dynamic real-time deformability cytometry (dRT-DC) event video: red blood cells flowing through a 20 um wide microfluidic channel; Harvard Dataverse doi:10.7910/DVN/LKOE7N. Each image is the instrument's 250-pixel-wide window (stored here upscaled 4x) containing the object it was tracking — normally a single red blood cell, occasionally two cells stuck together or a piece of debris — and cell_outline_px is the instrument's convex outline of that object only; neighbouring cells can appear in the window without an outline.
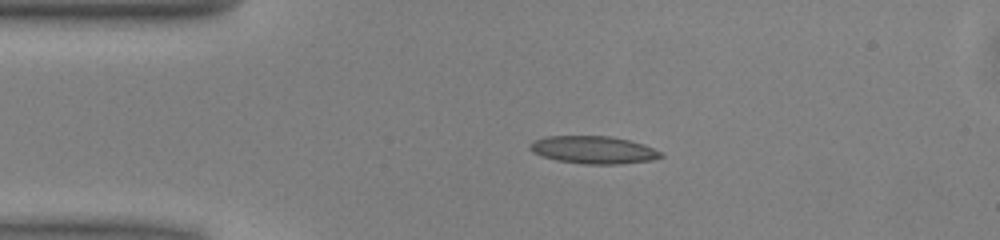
{"species": "common noctule bat (a hibernating species)", "species_latin": "Nyctalus noctula", "temperature_condition": "warm", "stored_images_in_passage": 41, "camera_frame_rate_fps": 3000, "um_per_image_px": 0.085, "animal": {"sex": "male", "body_mass_g": 13.0, "forearm_length_mm": 53.1}, "frame": {"image": 1, "passage_image": 1, "time_ms": 0.0, "image_size_px": [1000, 240], "cell_outline_px": [[664, 156], [652, 160], [620, 164], [584, 164], [556, 160], [532, 152], [528, 148], [528, 144], [544, 136], [608, 136], [628, 140], [644, 144], [660, 152]], "centroid_in_image_um": [50.42, 12.74], "position_along_channel_um": 34.6, "area_um2": 20.98}}
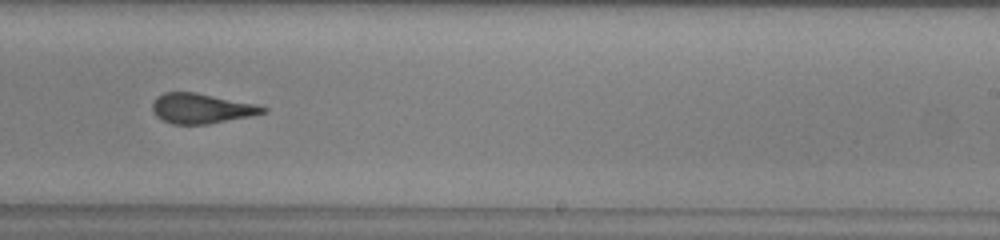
{"frame": {"image": 2, "passage_image": 21, "time_ms": 6.667, "image_size_px": [1000, 240], "cell_outline_px": [[268, 112], [208, 124], [172, 124], [156, 116], [152, 108], [152, 104], [156, 96], [164, 92], [196, 92], [256, 104], [268, 108]], "centroid_in_image_um": [17.1, 9.21], "position_along_channel_um": 271.9, "area_um2": 19.25}}
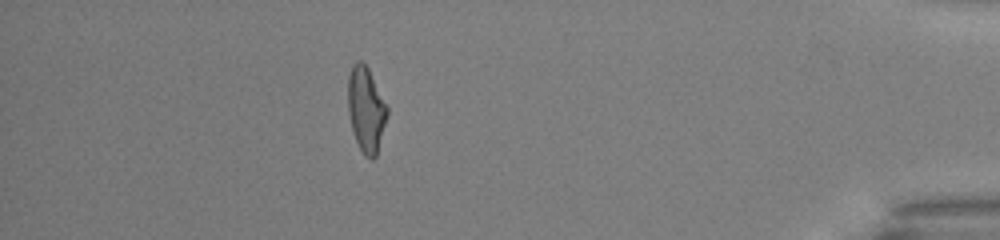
{"frame": {"image": 3, "passage_image": 35, "time_ms": 11.333, "image_size_px": [1000, 240], "cell_outline_px": [[388, 116], [376, 156], [372, 160], [364, 156], [352, 132], [348, 112], [348, 76], [352, 64], [356, 60], [364, 60], [388, 108]], "centroid_in_image_um": [31.1, 9.29], "position_along_channel_um": 404.1, "area_um2": 19.65}, "authors_computed_cell_mechanics": {"area_um2": 19.9988, "velocity_mm_per_s": 4.0346, "shape_relaxation_time_tau1_ms": 6.8593, "shape_relaxation_time_tau2_ms": 1.6132, "deformation_change_tau1": 0.2089, "deformation_change_tau2": 0.1068}}